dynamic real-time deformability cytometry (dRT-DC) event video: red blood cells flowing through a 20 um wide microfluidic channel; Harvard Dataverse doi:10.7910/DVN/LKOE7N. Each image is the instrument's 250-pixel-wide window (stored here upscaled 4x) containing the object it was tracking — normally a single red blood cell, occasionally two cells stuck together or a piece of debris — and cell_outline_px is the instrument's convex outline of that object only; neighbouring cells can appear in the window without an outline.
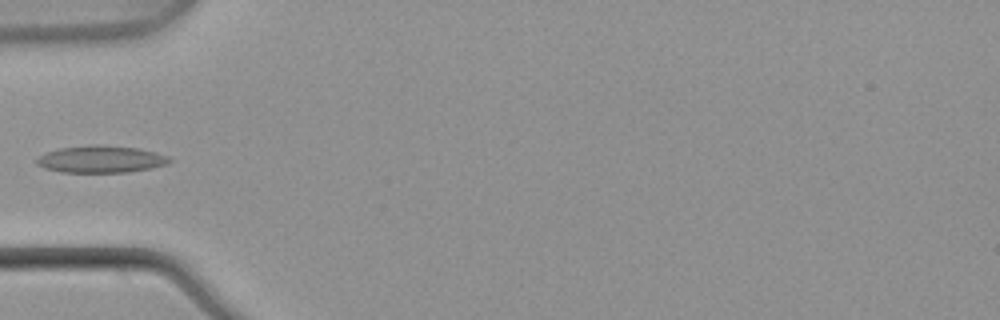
{"species": "common noctule bat (a hibernating species)", "species_latin": "Nyctalus noctula", "temperature_condition": "warm", "stored_images_in_passage": 6, "camera_frame_rate_fps": 3000, "um_per_image_px": 0.085, "animal": {"sex": "male", "body_mass_g": 21.5, "forearm_length_mm": 52.0}, "frame": {"image": 1, "passage_image": 6, "time_ms": 1.667, "image_size_px": [1000, 320], "cell_outline_px": [[172, 160], [168, 164], [152, 168], [128, 172], [60, 172], [44, 168], [36, 164], [36, 160], [40, 156], [48, 152], [60, 148], [88, 144], [104, 144], [136, 148], [156, 152], [168, 156]], "centroid_in_image_um": [8.6, 13.52], "position_along_channel_um": 76.4, "area_um2": 21.1}}